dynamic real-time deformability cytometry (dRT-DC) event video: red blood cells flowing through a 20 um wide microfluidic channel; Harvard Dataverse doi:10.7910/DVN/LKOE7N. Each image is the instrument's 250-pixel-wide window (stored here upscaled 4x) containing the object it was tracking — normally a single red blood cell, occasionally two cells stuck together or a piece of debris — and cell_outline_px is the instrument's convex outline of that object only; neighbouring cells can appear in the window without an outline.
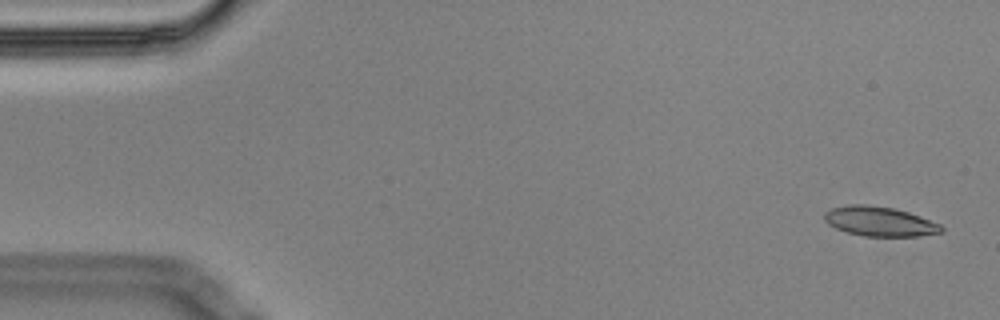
{"species": "Egyptian fruit bat (a non-hibernating species)", "species_latin": "Rousettus aegyptiacus", "temperature_condition": "cold", "stored_images_in_passage": 5, "camera_frame_rate_fps": 3000, "um_per_image_px": 0.085, "animal": {"sex": "male"}, "frame": {"image": 1, "passage_image": 1, "time_ms": 0.0, "image_size_px": [1000, 320], "cell_outline_px": [[944, 232], [916, 236], [864, 236], [848, 232], [836, 228], [828, 224], [824, 220], [824, 212], [832, 208], [848, 204], [868, 204], [896, 208], [920, 216], [940, 224], [944, 228]], "centroid_in_image_um": [74.77, 18.81], "position_along_channel_um": 10.2, "area_um2": 20.29}}